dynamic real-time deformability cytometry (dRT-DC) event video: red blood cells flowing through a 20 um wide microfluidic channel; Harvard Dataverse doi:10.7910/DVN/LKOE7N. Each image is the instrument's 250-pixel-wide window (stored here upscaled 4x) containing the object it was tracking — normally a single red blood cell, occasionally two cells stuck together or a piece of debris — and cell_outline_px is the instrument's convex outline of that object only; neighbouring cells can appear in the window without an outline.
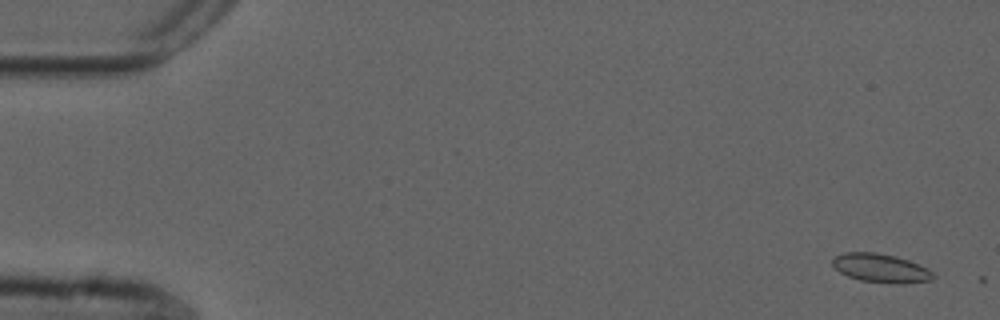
{"species": "common noctule bat (a hibernating species)", "species_latin": "Nyctalus noctula", "temperature_condition": "cold", "stored_images_in_passage": 4, "camera_frame_rate_fps": 3000, "um_per_image_px": 0.085, "animal": {"sex": "male", "forearm_length_mm": 52.5}, "frame": {"image": 1, "passage_image": 3, "time_ms": 0.667, "image_size_px": [1000, 320], "cell_outline_px": [[936, 276], [932, 280], [904, 284], [892, 284], [860, 280], [848, 276], [840, 272], [832, 264], [832, 260], [836, 256], [844, 252], [876, 252], [896, 256], [908, 260], [928, 268]], "centroid_in_image_um": [74.9, 22.8], "position_along_channel_um": 10.1, "area_um2": 16.99}}